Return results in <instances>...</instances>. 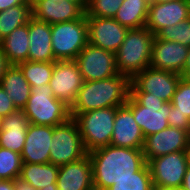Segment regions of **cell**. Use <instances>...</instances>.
I'll use <instances>...</instances> for the list:
<instances>
[{"instance_id":"obj_26","label":"cell","mask_w":190,"mask_h":190,"mask_svg":"<svg viewBox=\"0 0 190 190\" xmlns=\"http://www.w3.org/2000/svg\"><path fill=\"white\" fill-rule=\"evenodd\" d=\"M59 166L52 163L23 162L19 178L30 183L36 190L56 184Z\"/></svg>"},{"instance_id":"obj_28","label":"cell","mask_w":190,"mask_h":190,"mask_svg":"<svg viewBox=\"0 0 190 190\" xmlns=\"http://www.w3.org/2000/svg\"><path fill=\"white\" fill-rule=\"evenodd\" d=\"M31 87L49 84L52 78L54 62L26 61L18 64Z\"/></svg>"},{"instance_id":"obj_4","label":"cell","mask_w":190,"mask_h":190,"mask_svg":"<svg viewBox=\"0 0 190 190\" xmlns=\"http://www.w3.org/2000/svg\"><path fill=\"white\" fill-rule=\"evenodd\" d=\"M29 123L44 126H58L70 118V107L54 97L49 84L31 87L30 97L22 109Z\"/></svg>"},{"instance_id":"obj_15","label":"cell","mask_w":190,"mask_h":190,"mask_svg":"<svg viewBox=\"0 0 190 190\" xmlns=\"http://www.w3.org/2000/svg\"><path fill=\"white\" fill-rule=\"evenodd\" d=\"M188 51V47L178 42L158 39L155 36L149 66L182 75Z\"/></svg>"},{"instance_id":"obj_36","label":"cell","mask_w":190,"mask_h":190,"mask_svg":"<svg viewBox=\"0 0 190 190\" xmlns=\"http://www.w3.org/2000/svg\"><path fill=\"white\" fill-rule=\"evenodd\" d=\"M17 108L0 85V116L5 117L16 111Z\"/></svg>"},{"instance_id":"obj_21","label":"cell","mask_w":190,"mask_h":190,"mask_svg":"<svg viewBox=\"0 0 190 190\" xmlns=\"http://www.w3.org/2000/svg\"><path fill=\"white\" fill-rule=\"evenodd\" d=\"M28 61L55 62L51 43V24L39 21L33 16L29 19Z\"/></svg>"},{"instance_id":"obj_9","label":"cell","mask_w":190,"mask_h":190,"mask_svg":"<svg viewBox=\"0 0 190 190\" xmlns=\"http://www.w3.org/2000/svg\"><path fill=\"white\" fill-rule=\"evenodd\" d=\"M181 77L149 66L131 80L130 93H149L165 102H171Z\"/></svg>"},{"instance_id":"obj_29","label":"cell","mask_w":190,"mask_h":190,"mask_svg":"<svg viewBox=\"0 0 190 190\" xmlns=\"http://www.w3.org/2000/svg\"><path fill=\"white\" fill-rule=\"evenodd\" d=\"M106 190H155L148 164L135 172L134 177L121 179Z\"/></svg>"},{"instance_id":"obj_11","label":"cell","mask_w":190,"mask_h":190,"mask_svg":"<svg viewBox=\"0 0 190 190\" xmlns=\"http://www.w3.org/2000/svg\"><path fill=\"white\" fill-rule=\"evenodd\" d=\"M83 83V76L75 60H57L54 62L49 86L52 88L55 98L71 107Z\"/></svg>"},{"instance_id":"obj_42","label":"cell","mask_w":190,"mask_h":190,"mask_svg":"<svg viewBox=\"0 0 190 190\" xmlns=\"http://www.w3.org/2000/svg\"><path fill=\"white\" fill-rule=\"evenodd\" d=\"M0 190H15L14 180H0Z\"/></svg>"},{"instance_id":"obj_23","label":"cell","mask_w":190,"mask_h":190,"mask_svg":"<svg viewBox=\"0 0 190 190\" xmlns=\"http://www.w3.org/2000/svg\"><path fill=\"white\" fill-rule=\"evenodd\" d=\"M0 85L6 91L17 109H23L30 94L31 85L27 82L18 65H10L1 79Z\"/></svg>"},{"instance_id":"obj_33","label":"cell","mask_w":190,"mask_h":190,"mask_svg":"<svg viewBox=\"0 0 190 190\" xmlns=\"http://www.w3.org/2000/svg\"><path fill=\"white\" fill-rule=\"evenodd\" d=\"M171 103L174 111L190 119V79L181 77Z\"/></svg>"},{"instance_id":"obj_34","label":"cell","mask_w":190,"mask_h":190,"mask_svg":"<svg viewBox=\"0 0 190 190\" xmlns=\"http://www.w3.org/2000/svg\"><path fill=\"white\" fill-rule=\"evenodd\" d=\"M168 125L183 129L190 133V119L187 116H183L177 111H174V106H171L169 116L167 118Z\"/></svg>"},{"instance_id":"obj_7","label":"cell","mask_w":190,"mask_h":190,"mask_svg":"<svg viewBox=\"0 0 190 190\" xmlns=\"http://www.w3.org/2000/svg\"><path fill=\"white\" fill-rule=\"evenodd\" d=\"M87 154L79 126L73 118L53 127L49 163L60 167L77 161Z\"/></svg>"},{"instance_id":"obj_16","label":"cell","mask_w":190,"mask_h":190,"mask_svg":"<svg viewBox=\"0 0 190 190\" xmlns=\"http://www.w3.org/2000/svg\"><path fill=\"white\" fill-rule=\"evenodd\" d=\"M32 16L49 24L80 19L85 11L75 2L67 0H31Z\"/></svg>"},{"instance_id":"obj_45","label":"cell","mask_w":190,"mask_h":190,"mask_svg":"<svg viewBox=\"0 0 190 190\" xmlns=\"http://www.w3.org/2000/svg\"><path fill=\"white\" fill-rule=\"evenodd\" d=\"M150 2H171L176 0H149Z\"/></svg>"},{"instance_id":"obj_10","label":"cell","mask_w":190,"mask_h":190,"mask_svg":"<svg viewBox=\"0 0 190 190\" xmlns=\"http://www.w3.org/2000/svg\"><path fill=\"white\" fill-rule=\"evenodd\" d=\"M75 61L84 81L103 80L118 75L115 53L87 44Z\"/></svg>"},{"instance_id":"obj_3","label":"cell","mask_w":190,"mask_h":190,"mask_svg":"<svg viewBox=\"0 0 190 190\" xmlns=\"http://www.w3.org/2000/svg\"><path fill=\"white\" fill-rule=\"evenodd\" d=\"M154 39L155 35L147 27L129 29L115 53L118 73L132 80L149 67Z\"/></svg>"},{"instance_id":"obj_40","label":"cell","mask_w":190,"mask_h":190,"mask_svg":"<svg viewBox=\"0 0 190 190\" xmlns=\"http://www.w3.org/2000/svg\"><path fill=\"white\" fill-rule=\"evenodd\" d=\"M183 78L190 79V48L187 54L186 62H185V67L182 71Z\"/></svg>"},{"instance_id":"obj_30","label":"cell","mask_w":190,"mask_h":190,"mask_svg":"<svg viewBox=\"0 0 190 190\" xmlns=\"http://www.w3.org/2000/svg\"><path fill=\"white\" fill-rule=\"evenodd\" d=\"M23 165L21 154L0 147V180H15Z\"/></svg>"},{"instance_id":"obj_47","label":"cell","mask_w":190,"mask_h":190,"mask_svg":"<svg viewBox=\"0 0 190 190\" xmlns=\"http://www.w3.org/2000/svg\"><path fill=\"white\" fill-rule=\"evenodd\" d=\"M188 153H189V161H190V148L188 149Z\"/></svg>"},{"instance_id":"obj_43","label":"cell","mask_w":190,"mask_h":190,"mask_svg":"<svg viewBox=\"0 0 190 190\" xmlns=\"http://www.w3.org/2000/svg\"><path fill=\"white\" fill-rule=\"evenodd\" d=\"M70 2H75L77 3L84 11L86 10L87 7V0H67Z\"/></svg>"},{"instance_id":"obj_22","label":"cell","mask_w":190,"mask_h":190,"mask_svg":"<svg viewBox=\"0 0 190 190\" xmlns=\"http://www.w3.org/2000/svg\"><path fill=\"white\" fill-rule=\"evenodd\" d=\"M29 121L22 109H17L3 117V129L0 132V147L21 154Z\"/></svg>"},{"instance_id":"obj_25","label":"cell","mask_w":190,"mask_h":190,"mask_svg":"<svg viewBox=\"0 0 190 190\" xmlns=\"http://www.w3.org/2000/svg\"><path fill=\"white\" fill-rule=\"evenodd\" d=\"M149 0H123L114 19L128 29H139L146 25Z\"/></svg>"},{"instance_id":"obj_5","label":"cell","mask_w":190,"mask_h":190,"mask_svg":"<svg viewBox=\"0 0 190 190\" xmlns=\"http://www.w3.org/2000/svg\"><path fill=\"white\" fill-rule=\"evenodd\" d=\"M117 108L107 107L84 113H70L79 126L87 153L110 145Z\"/></svg>"},{"instance_id":"obj_27","label":"cell","mask_w":190,"mask_h":190,"mask_svg":"<svg viewBox=\"0 0 190 190\" xmlns=\"http://www.w3.org/2000/svg\"><path fill=\"white\" fill-rule=\"evenodd\" d=\"M32 17V3H23L0 11V41Z\"/></svg>"},{"instance_id":"obj_14","label":"cell","mask_w":190,"mask_h":190,"mask_svg":"<svg viewBox=\"0 0 190 190\" xmlns=\"http://www.w3.org/2000/svg\"><path fill=\"white\" fill-rule=\"evenodd\" d=\"M190 18V0L150 2L145 27L154 35L161 29Z\"/></svg>"},{"instance_id":"obj_8","label":"cell","mask_w":190,"mask_h":190,"mask_svg":"<svg viewBox=\"0 0 190 190\" xmlns=\"http://www.w3.org/2000/svg\"><path fill=\"white\" fill-rule=\"evenodd\" d=\"M188 151L169 153L147 162L155 190L180 189L189 165Z\"/></svg>"},{"instance_id":"obj_31","label":"cell","mask_w":190,"mask_h":190,"mask_svg":"<svg viewBox=\"0 0 190 190\" xmlns=\"http://www.w3.org/2000/svg\"><path fill=\"white\" fill-rule=\"evenodd\" d=\"M155 36L158 39L178 42L190 48V18L161 29Z\"/></svg>"},{"instance_id":"obj_17","label":"cell","mask_w":190,"mask_h":190,"mask_svg":"<svg viewBox=\"0 0 190 190\" xmlns=\"http://www.w3.org/2000/svg\"><path fill=\"white\" fill-rule=\"evenodd\" d=\"M125 105L132 111L144 138L169 126L167 118L172 106L171 102H166L162 107H144L130 94Z\"/></svg>"},{"instance_id":"obj_13","label":"cell","mask_w":190,"mask_h":190,"mask_svg":"<svg viewBox=\"0 0 190 190\" xmlns=\"http://www.w3.org/2000/svg\"><path fill=\"white\" fill-rule=\"evenodd\" d=\"M88 24V43L103 50L116 53L123 43L128 28L114 18L86 16Z\"/></svg>"},{"instance_id":"obj_32","label":"cell","mask_w":190,"mask_h":190,"mask_svg":"<svg viewBox=\"0 0 190 190\" xmlns=\"http://www.w3.org/2000/svg\"><path fill=\"white\" fill-rule=\"evenodd\" d=\"M122 2L123 0H88L85 14L99 18H114Z\"/></svg>"},{"instance_id":"obj_39","label":"cell","mask_w":190,"mask_h":190,"mask_svg":"<svg viewBox=\"0 0 190 190\" xmlns=\"http://www.w3.org/2000/svg\"><path fill=\"white\" fill-rule=\"evenodd\" d=\"M15 190H36L30 183L20 179L19 177L14 180Z\"/></svg>"},{"instance_id":"obj_46","label":"cell","mask_w":190,"mask_h":190,"mask_svg":"<svg viewBox=\"0 0 190 190\" xmlns=\"http://www.w3.org/2000/svg\"><path fill=\"white\" fill-rule=\"evenodd\" d=\"M3 129V117L0 116V132L2 131Z\"/></svg>"},{"instance_id":"obj_38","label":"cell","mask_w":190,"mask_h":190,"mask_svg":"<svg viewBox=\"0 0 190 190\" xmlns=\"http://www.w3.org/2000/svg\"><path fill=\"white\" fill-rule=\"evenodd\" d=\"M10 66L6 55L3 53V50L0 48V83L3 75L5 74L6 69Z\"/></svg>"},{"instance_id":"obj_6","label":"cell","mask_w":190,"mask_h":190,"mask_svg":"<svg viewBox=\"0 0 190 190\" xmlns=\"http://www.w3.org/2000/svg\"><path fill=\"white\" fill-rule=\"evenodd\" d=\"M51 43L56 60H75L88 44L86 14L80 19L51 24Z\"/></svg>"},{"instance_id":"obj_12","label":"cell","mask_w":190,"mask_h":190,"mask_svg":"<svg viewBox=\"0 0 190 190\" xmlns=\"http://www.w3.org/2000/svg\"><path fill=\"white\" fill-rule=\"evenodd\" d=\"M190 148V133L183 129L168 126L158 133L144 138L142 148L146 163L169 153L188 151Z\"/></svg>"},{"instance_id":"obj_19","label":"cell","mask_w":190,"mask_h":190,"mask_svg":"<svg viewBox=\"0 0 190 190\" xmlns=\"http://www.w3.org/2000/svg\"><path fill=\"white\" fill-rule=\"evenodd\" d=\"M53 126L29 123L25 144L21 152L22 161L26 163H49Z\"/></svg>"},{"instance_id":"obj_41","label":"cell","mask_w":190,"mask_h":190,"mask_svg":"<svg viewBox=\"0 0 190 190\" xmlns=\"http://www.w3.org/2000/svg\"><path fill=\"white\" fill-rule=\"evenodd\" d=\"M181 189L182 190H190V163H189V165L187 167V171L185 173Z\"/></svg>"},{"instance_id":"obj_37","label":"cell","mask_w":190,"mask_h":190,"mask_svg":"<svg viewBox=\"0 0 190 190\" xmlns=\"http://www.w3.org/2000/svg\"><path fill=\"white\" fill-rule=\"evenodd\" d=\"M23 3H32L31 0H0V11L7 10L9 7L18 6Z\"/></svg>"},{"instance_id":"obj_24","label":"cell","mask_w":190,"mask_h":190,"mask_svg":"<svg viewBox=\"0 0 190 190\" xmlns=\"http://www.w3.org/2000/svg\"><path fill=\"white\" fill-rule=\"evenodd\" d=\"M29 21L0 41V48L6 55L10 65H18L28 61L29 52Z\"/></svg>"},{"instance_id":"obj_44","label":"cell","mask_w":190,"mask_h":190,"mask_svg":"<svg viewBox=\"0 0 190 190\" xmlns=\"http://www.w3.org/2000/svg\"><path fill=\"white\" fill-rule=\"evenodd\" d=\"M40 190H58V188L56 184H50V186H46Z\"/></svg>"},{"instance_id":"obj_18","label":"cell","mask_w":190,"mask_h":190,"mask_svg":"<svg viewBox=\"0 0 190 190\" xmlns=\"http://www.w3.org/2000/svg\"><path fill=\"white\" fill-rule=\"evenodd\" d=\"M56 185L58 190H94L93 169L89 155L60 166Z\"/></svg>"},{"instance_id":"obj_35","label":"cell","mask_w":190,"mask_h":190,"mask_svg":"<svg viewBox=\"0 0 190 190\" xmlns=\"http://www.w3.org/2000/svg\"><path fill=\"white\" fill-rule=\"evenodd\" d=\"M144 107H162L166 102L149 93H130Z\"/></svg>"},{"instance_id":"obj_1","label":"cell","mask_w":190,"mask_h":190,"mask_svg":"<svg viewBox=\"0 0 190 190\" xmlns=\"http://www.w3.org/2000/svg\"><path fill=\"white\" fill-rule=\"evenodd\" d=\"M93 169L94 190H106L117 181L134 177L145 164L142 149L107 145L88 153Z\"/></svg>"},{"instance_id":"obj_2","label":"cell","mask_w":190,"mask_h":190,"mask_svg":"<svg viewBox=\"0 0 190 190\" xmlns=\"http://www.w3.org/2000/svg\"><path fill=\"white\" fill-rule=\"evenodd\" d=\"M130 84L131 80L121 74L103 80L84 81L70 113L123 106L130 95Z\"/></svg>"},{"instance_id":"obj_20","label":"cell","mask_w":190,"mask_h":190,"mask_svg":"<svg viewBox=\"0 0 190 190\" xmlns=\"http://www.w3.org/2000/svg\"><path fill=\"white\" fill-rule=\"evenodd\" d=\"M143 144L144 136L133 117L132 111L126 105L118 107L110 145L142 149Z\"/></svg>"}]
</instances>
